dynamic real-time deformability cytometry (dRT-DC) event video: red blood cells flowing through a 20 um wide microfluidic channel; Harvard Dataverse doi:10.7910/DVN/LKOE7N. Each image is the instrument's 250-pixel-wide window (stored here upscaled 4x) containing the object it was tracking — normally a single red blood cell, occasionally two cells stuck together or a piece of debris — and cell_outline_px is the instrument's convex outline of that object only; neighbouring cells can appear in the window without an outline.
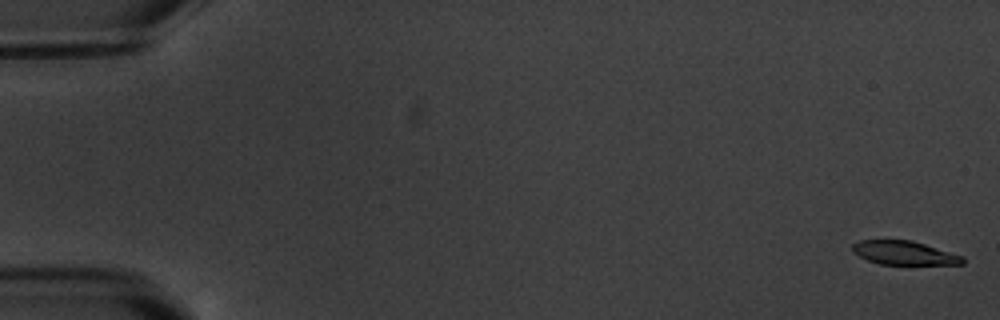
{"species": "common noctule bat (a hibernating species)", "species_latin": "Nyctalus noctula", "temperature_condition": "warm", "stored_images_in_passage": 7, "camera_frame_rate_fps": 3000, "um_per_image_px": 0.085, "animal": {"sex": "male", "body_mass_g": 20.1, "forearm_length_mm": 53.5}, "frame": {"image": 1, "passage_image": 1, "time_ms": 0.0, "image_size_px": [1000, 320], "cell_outline_px": [[964, 264], [880, 264], [868, 260], [852, 252], [852, 244], [860, 240], [912, 240], [964, 256]], "centroid_in_image_um": [76.85, 21.49], "position_along_channel_um": 8.1, "area_um2": 15.2}}